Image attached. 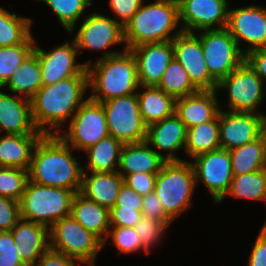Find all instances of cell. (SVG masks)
Wrapping results in <instances>:
<instances>
[{"mask_svg": "<svg viewBox=\"0 0 266 266\" xmlns=\"http://www.w3.org/2000/svg\"><path fill=\"white\" fill-rule=\"evenodd\" d=\"M260 231L266 235V221H265V224L260 228Z\"/></svg>", "mask_w": 266, "mask_h": 266, "instance_id": "cell-53", "label": "cell"}, {"mask_svg": "<svg viewBox=\"0 0 266 266\" xmlns=\"http://www.w3.org/2000/svg\"><path fill=\"white\" fill-rule=\"evenodd\" d=\"M157 87L163 90L166 94L173 96L175 99L199 91L192 84L185 68L175 58H173L168 65Z\"/></svg>", "mask_w": 266, "mask_h": 266, "instance_id": "cell-35", "label": "cell"}, {"mask_svg": "<svg viewBox=\"0 0 266 266\" xmlns=\"http://www.w3.org/2000/svg\"><path fill=\"white\" fill-rule=\"evenodd\" d=\"M83 168L80 193L99 205L111 209L116 202L119 190L124 182L117 172H85Z\"/></svg>", "mask_w": 266, "mask_h": 266, "instance_id": "cell-24", "label": "cell"}, {"mask_svg": "<svg viewBox=\"0 0 266 266\" xmlns=\"http://www.w3.org/2000/svg\"><path fill=\"white\" fill-rule=\"evenodd\" d=\"M0 266H26L21 261L11 231H0Z\"/></svg>", "mask_w": 266, "mask_h": 266, "instance_id": "cell-41", "label": "cell"}, {"mask_svg": "<svg viewBox=\"0 0 266 266\" xmlns=\"http://www.w3.org/2000/svg\"><path fill=\"white\" fill-rule=\"evenodd\" d=\"M259 232L250 253L248 266H266V235Z\"/></svg>", "mask_w": 266, "mask_h": 266, "instance_id": "cell-50", "label": "cell"}, {"mask_svg": "<svg viewBox=\"0 0 266 266\" xmlns=\"http://www.w3.org/2000/svg\"><path fill=\"white\" fill-rule=\"evenodd\" d=\"M108 237H112V245L118 248L119 255H121V253L129 254L136 251L138 252L139 250H144L145 253L149 254L143 247L134 227H110L107 239L103 242V246L105 243L107 244V240H109Z\"/></svg>", "mask_w": 266, "mask_h": 266, "instance_id": "cell-40", "label": "cell"}, {"mask_svg": "<svg viewBox=\"0 0 266 266\" xmlns=\"http://www.w3.org/2000/svg\"><path fill=\"white\" fill-rule=\"evenodd\" d=\"M88 88V74H78L52 85H43L30 99L36 129L43 134H59V128L64 127L67 118H72L87 100H83V97ZM51 129H55V132Z\"/></svg>", "mask_w": 266, "mask_h": 266, "instance_id": "cell-1", "label": "cell"}, {"mask_svg": "<svg viewBox=\"0 0 266 266\" xmlns=\"http://www.w3.org/2000/svg\"><path fill=\"white\" fill-rule=\"evenodd\" d=\"M261 136H262V138L264 140L265 151H266V117L264 118V121H263V124H262Z\"/></svg>", "mask_w": 266, "mask_h": 266, "instance_id": "cell-51", "label": "cell"}, {"mask_svg": "<svg viewBox=\"0 0 266 266\" xmlns=\"http://www.w3.org/2000/svg\"><path fill=\"white\" fill-rule=\"evenodd\" d=\"M49 248L94 266L103 242L70 215L57 220L49 228Z\"/></svg>", "mask_w": 266, "mask_h": 266, "instance_id": "cell-7", "label": "cell"}, {"mask_svg": "<svg viewBox=\"0 0 266 266\" xmlns=\"http://www.w3.org/2000/svg\"><path fill=\"white\" fill-rule=\"evenodd\" d=\"M149 146L146 141L124 144L117 172L122 177L139 172L158 173L166 161Z\"/></svg>", "mask_w": 266, "mask_h": 266, "instance_id": "cell-25", "label": "cell"}, {"mask_svg": "<svg viewBox=\"0 0 266 266\" xmlns=\"http://www.w3.org/2000/svg\"><path fill=\"white\" fill-rule=\"evenodd\" d=\"M71 216L102 242L107 239L110 228L109 209L77 192L72 199Z\"/></svg>", "mask_w": 266, "mask_h": 266, "instance_id": "cell-26", "label": "cell"}, {"mask_svg": "<svg viewBox=\"0 0 266 266\" xmlns=\"http://www.w3.org/2000/svg\"><path fill=\"white\" fill-rule=\"evenodd\" d=\"M109 135L123 144L140 143L146 139L147 126L142 120L137 93L101 102Z\"/></svg>", "mask_w": 266, "mask_h": 266, "instance_id": "cell-8", "label": "cell"}, {"mask_svg": "<svg viewBox=\"0 0 266 266\" xmlns=\"http://www.w3.org/2000/svg\"><path fill=\"white\" fill-rule=\"evenodd\" d=\"M46 3L58 17L65 30L72 34L78 19L85 9L92 5V0H37Z\"/></svg>", "mask_w": 266, "mask_h": 266, "instance_id": "cell-37", "label": "cell"}, {"mask_svg": "<svg viewBox=\"0 0 266 266\" xmlns=\"http://www.w3.org/2000/svg\"><path fill=\"white\" fill-rule=\"evenodd\" d=\"M231 36L240 43L247 42L249 48L241 49L246 54L266 46V7L249 5L228 10L226 27Z\"/></svg>", "mask_w": 266, "mask_h": 266, "instance_id": "cell-14", "label": "cell"}, {"mask_svg": "<svg viewBox=\"0 0 266 266\" xmlns=\"http://www.w3.org/2000/svg\"><path fill=\"white\" fill-rule=\"evenodd\" d=\"M93 63V65H91ZM86 62L90 99L103 102L133 94L141 85L137 77V63L130 50L105 52L97 62Z\"/></svg>", "mask_w": 266, "mask_h": 266, "instance_id": "cell-3", "label": "cell"}, {"mask_svg": "<svg viewBox=\"0 0 266 266\" xmlns=\"http://www.w3.org/2000/svg\"><path fill=\"white\" fill-rule=\"evenodd\" d=\"M187 128L179 117L174 113L172 116L164 118L162 121L150 124L147 127L145 141L165 161H182L174 152L184 148L186 144ZM166 151L164 155L159 151Z\"/></svg>", "mask_w": 266, "mask_h": 266, "instance_id": "cell-20", "label": "cell"}, {"mask_svg": "<svg viewBox=\"0 0 266 266\" xmlns=\"http://www.w3.org/2000/svg\"><path fill=\"white\" fill-rule=\"evenodd\" d=\"M227 0H187L179 6L181 29L194 32L226 28L228 24ZM214 25H216L214 27ZM213 26V27H212Z\"/></svg>", "mask_w": 266, "mask_h": 266, "instance_id": "cell-18", "label": "cell"}, {"mask_svg": "<svg viewBox=\"0 0 266 266\" xmlns=\"http://www.w3.org/2000/svg\"><path fill=\"white\" fill-rule=\"evenodd\" d=\"M35 39L31 35L24 43L0 47V87L13 75L20 64L33 52Z\"/></svg>", "mask_w": 266, "mask_h": 266, "instance_id": "cell-36", "label": "cell"}, {"mask_svg": "<svg viewBox=\"0 0 266 266\" xmlns=\"http://www.w3.org/2000/svg\"><path fill=\"white\" fill-rule=\"evenodd\" d=\"M170 3L175 4L177 7H179L181 4H183L187 0H168Z\"/></svg>", "mask_w": 266, "mask_h": 266, "instance_id": "cell-52", "label": "cell"}, {"mask_svg": "<svg viewBox=\"0 0 266 266\" xmlns=\"http://www.w3.org/2000/svg\"><path fill=\"white\" fill-rule=\"evenodd\" d=\"M194 169L195 183L202 181L208 188L215 203L226 197L233 177L231 156L228 150H216L200 154L191 162Z\"/></svg>", "mask_w": 266, "mask_h": 266, "instance_id": "cell-12", "label": "cell"}, {"mask_svg": "<svg viewBox=\"0 0 266 266\" xmlns=\"http://www.w3.org/2000/svg\"><path fill=\"white\" fill-rule=\"evenodd\" d=\"M20 219L19 202L0 196V231H11Z\"/></svg>", "mask_w": 266, "mask_h": 266, "instance_id": "cell-42", "label": "cell"}, {"mask_svg": "<svg viewBox=\"0 0 266 266\" xmlns=\"http://www.w3.org/2000/svg\"><path fill=\"white\" fill-rule=\"evenodd\" d=\"M217 90L198 92L175 100V114L186 128L213 120L220 111Z\"/></svg>", "mask_w": 266, "mask_h": 266, "instance_id": "cell-21", "label": "cell"}, {"mask_svg": "<svg viewBox=\"0 0 266 266\" xmlns=\"http://www.w3.org/2000/svg\"><path fill=\"white\" fill-rule=\"evenodd\" d=\"M123 143L108 135L85 150L88 154L86 169L89 172H114L118 170ZM117 167V169H116Z\"/></svg>", "mask_w": 266, "mask_h": 266, "instance_id": "cell-30", "label": "cell"}, {"mask_svg": "<svg viewBox=\"0 0 266 266\" xmlns=\"http://www.w3.org/2000/svg\"><path fill=\"white\" fill-rule=\"evenodd\" d=\"M32 20L0 7V47L24 43L31 35Z\"/></svg>", "mask_w": 266, "mask_h": 266, "instance_id": "cell-34", "label": "cell"}, {"mask_svg": "<svg viewBox=\"0 0 266 266\" xmlns=\"http://www.w3.org/2000/svg\"><path fill=\"white\" fill-rule=\"evenodd\" d=\"M143 0H109L111 10L114 12L119 23L124 25L132 18V16L140 9Z\"/></svg>", "mask_w": 266, "mask_h": 266, "instance_id": "cell-46", "label": "cell"}, {"mask_svg": "<svg viewBox=\"0 0 266 266\" xmlns=\"http://www.w3.org/2000/svg\"><path fill=\"white\" fill-rule=\"evenodd\" d=\"M142 214L144 217L151 218L158 221H173L164 211L163 205L157 194L151 192L143 196Z\"/></svg>", "mask_w": 266, "mask_h": 266, "instance_id": "cell-45", "label": "cell"}, {"mask_svg": "<svg viewBox=\"0 0 266 266\" xmlns=\"http://www.w3.org/2000/svg\"><path fill=\"white\" fill-rule=\"evenodd\" d=\"M179 7L168 0H155L144 5L124 25L125 48L129 50L144 43L164 42L173 40L183 30L178 27Z\"/></svg>", "mask_w": 266, "mask_h": 266, "instance_id": "cell-4", "label": "cell"}, {"mask_svg": "<svg viewBox=\"0 0 266 266\" xmlns=\"http://www.w3.org/2000/svg\"><path fill=\"white\" fill-rule=\"evenodd\" d=\"M199 32L208 71L219 83L245 61V54L227 28Z\"/></svg>", "mask_w": 266, "mask_h": 266, "instance_id": "cell-9", "label": "cell"}, {"mask_svg": "<svg viewBox=\"0 0 266 266\" xmlns=\"http://www.w3.org/2000/svg\"><path fill=\"white\" fill-rule=\"evenodd\" d=\"M221 148L219 114L211 121L187 129L184 151L192 158Z\"/></svg>", "mask_w": 266, "mask_h": 266, "instance_id": "cell-31", "label": "cell"}, {"mask_svg": "<svg viewBox=\"0 0 266 266\" xmlns=\"http://www.w3.org/2000/svg\"><path fill=\"white\" fill-rule=\"evenodd\" d=\"M69 124L68 131L58 135L73 149L85 151L109 135L102 103L90 98L80 106Z\"/></svg>", "mask_w": 266, "mask_h": 266, "instance_id": "cell-11", "label": "cell"}, {"mask_svg": "<svg viewBox=\"0 0 266 266\" xmlns=\"http://www.w3.org/2000/svg\"><path fill=\"white\" fill-rule=\"evenodd\" d=\"M3 130L13 135L43 134L33 123L29 99L0 91V132Z\"/></svg>", "mask_w": 266, "mask_h": 266, "instance_id": "cell-22", "label": "cell"}, {"mask_svg": "<svg viewBox=\"0 0 266 266\" xmlns=\"http://www.w3.org/2000/svg\"><path fill=\"white\" fill-rule=\"evenodd\" d=\"M6 86L15 95L21 93V97L29 100L43 86L40 62L34 52L20 64L1 88Z\"/></svg>", "mask_w": 266, "mask_h": 266, "instance_id": "cell-29", "label": "cell"}, {"mask_svg": "<svg viewBox=\"0 0 266 266\" xmlns=\"http://www.w3.org/2000/svg\"><path fill=\"white\" fill-rule=\"evenodd\" d=\"M196 187L194 169L189 161H166L157 173L154 191L165 213L175 220L191 206Z\"/></svg>", "mask_w": 266, "mask_h": 266, "instance_id": "cell-6", "label": "cell"}, {"mask_svg": "<svg viewBox=\"0 0 266 266\" xmlns=\"http://www.w3.org/2000/svg\"><path fill=\"white\" fill-rule=\"evenodd\" d=\"M44 134H4L0 137V167L29 170L34 148Z\"/></svg>", "mask_w": 266, "mask_h": 266, "instance_id": "cell-27", "label": "cell"}, {"mask_svg": "<svg viewBox=\"0 0 266 266\" xmlns=\"http://www.w3.org/2000/svg\"><path fill=\"white\" fill-rule=\"evenodd\" d=\"M78 262L82 265L83 262L68 257L65 254L48 248L43 255L38 259L36 266H77Z\"/></svg>", "mask_w": 266, "mask_h": 266, "instance_id": "cell-48", "label": "cell"}, {"mask_svg": "<svg viewBox=\"0 0 266 266\" xmlns=\"http://www.w3.org/2000/svg\"><path fill=\"white\" fill-rule=\"evenodd\" d=\"M233 175L266 168V151L262 136L229 151Z\"/></svg>", "mask_w": 266, "mask_h": 266, "instance_id": "cell-32", "label": "cell"}, {"mask_svg": "<svg viewBox=\"0 0 266 266\" xmlns=\"http://www.w3.org/2000/svg\"><path fill=\"white\" fill-rule=\"evenodd\" d=\"M265 82L244 61L217 86V91H228L229 111L256 113L260 103L265 98Z\"/></svg>", "mask_w": 266, "mask_h": 266, "instance_id": "cell-10", "label": "cell"}, {"mask_svg": "<svg viewBox=\"0 0 266 266\" xmlns=\"http://www.w3.org/2000/svg\"><path fill=\"white\" fill-rule=\"evenodd\" d=\"M142 216L141 210L112 207L109 210L110 227H134Z\"/></svg>", "mask_w": 266, "mask_h": 266, "instance_id": "cell-43", "label": "cell"}, {"mask_svg": "<svg viewBox=\"0 0 266 266\" xmlns=\"http://www.w3.org/2000/svg\"><path fill=\"white\" fill-rule=\"evenodd\" d=\"M29 171L14 167H0V196L20 201L27 182Z\"/></svg>", "mask_w": 266, "mask_h": 266, "instance_id": "cell-38", "label": "cell"}, {"mask_svg": "<svg viewBox=\"0 0 266 266\" xmlns=\"http://www.w3.org/2000/svg\"><path fill=\"white\" fill-rule=\"evenodd\" d=\"M157 173H134L129 175H124V183L130 188L134 189L136 193L140 195H146L154 192L155 181Z\"/></svg>", "mask_w": 266, "mask_h": 266, "instance_id": "cell-44", "label": "cell"}, {"mask_svg": "<svg viewBox=\"0 0 266 266\" xmlns=\"http://www.w3.org/2000/svg\"><path fill=\"white\" fill-rule=\"evenodd\" d=\"M143 195L136 193V191L130 188L127 184L123 182L115 205L113 207H123L134 210L142 209Z\"/></svg>", "mask_w": 266, "mask_h": 266, "instance_id": "cell-47", "label": "cell"}, {"mask_svg": "<svg viewBox=\"0 0 266 266\" xmlns=\"http://www.w3.org/2000/svg\"><path fill=\"white\" fill-rule=\"evenodd\" d=\"M73 190L28 181L19 201L20 218L46 226L71 215Z\"/></svg>", "mask_w": 266, "mask_h": 266, "instance_id": "cell-5", "label": "cell"}, {"mask_svg": "<svg viewBox=\"0 0 266 266\" xmlns=\"http://www.w3.org/2000/svg\"><path fill=\"white\" fill-rule=\"evenodd\" d=\"M172 221H158L142 216L134 226L137 235L143 247L150 253V248L158 244L160 239L165 235Z\"/></svg>", "mask_w": 266, "mask_h": 266, "instance_id": "cell-39", "label": "cell"}, {"mask_svg": "<svg viewBox=\"0 0 266 266\" xmlns=\"http://www.w3.org/2000/svg\"><path fill=\"white\" fill-rule=\"evenodd\" d=\"M58 135L44 134L36 144L29 180L44 186L80 192L83 169L71 153L73 148Z\"/></svg>", "mask_w": 266, "mask_h": 266, "instance_id": "cell-2", "label": "cell"}, {"mask_svg": "<svg viewBox=\"0 0 266 266\" xmlns=\"http://www.w3.org/2000/svg\"><path fill=\"white\" fill-rule=\"evenodd\" d=\"M11 234L21 261L26 266H36L38 259L49 248V229L41 224L20 219Z\"/></svg>", "mask_w": 266, "mask_h": 266, "instance_id": "cell-23", "label": "cell"}, {"mask_svg": "<svg viewBox=\"0 0 266 266\" xmlns=\"http://www.w3.org/2000/svg\"><path fill=\"white\" fill-rule=\"evenodd\" d=\"M145 91L137 93L139 111L143 122L150 124L162 121L175 113V98L157 86H142Z\"/></svg>", "mask_w": 266, "mask_h": 266, "instance_id": "cell-28", "label": "cell"}, {"mask_svg": "<svg viewBox=\"0 0 266 266\" xmlns=\"http://www.w3.org/2000/svg\"><path fill=\"white\" fill-rule=\"evenodd\" d=\"M71 42H65V44L57 46L49 52H46L35 43L33 52L40 62L43 85H52L78 74H88L85 63H76L79 51L76 48L74 39Z\"/></svg>", "mask_w": 266, "mask_h": 266, "instance_id": "cell-15", "label": "cell"}, {"mask_svg": "<svg viewBox=\"0 0 266 266\" xmlns=\"http://www.w3.org/2000/svg\"><path fill=\"white\" fill-rule=\"evenodd\" d=\"M137 63L139 85L157 86L174 58L171 41L144 43L129 49Z\"/></svg>", "mask_w": 266, "mask_h": 266, "instance_id": "cell-19", "label": "cell"}, {"mask_svg": "<svg viewBox=\"0 0 266 266\" xmlns=\"http://www.w3.org/2000/svg\"><path fill=\"white\" fill-rule=\"evenodd\" d=\"M266 115L251 112L219 111L220 146L232 150L261 136Z\"/></svg>", "mask_w": 266, "mask_h": 266, "instance_id": "cell-17", "label": "cell"}, {"mask_svg": "<svg viewBox=\"0 0 266 266\" xmlns=\"http://www.w3.org/2000/svg\"><path fill=\"white\" fill-rule=\"evenodd\" d=\"M174 58L185 68L198 90H217L218 82L210 75L199 36L182 31L173 40Z\"/></svg>", "mask_w": 266, "mask_h": 266, "instance_id": "cell-13", "label": "cell"}, {"mask_svg": "<svg viewBox=\"0 0 266 266\" xmlns=\"http://www.w3.org/2000/svg\"><path fill=\"white\" fill-rule=\"evenodd\" d=\"M227 194L239 199L266 200V168L233 175Z\"/></svg>", "mask_w": 266, "mask_h": 266, "instance_id": "cell-33", "label": "cell"}, {"mask_svg": "<svg viewBox=\"0 0 266 266\" xmlns=\"http://www.w3.org/2000/svg\"><path fill=\"white\" fill-rule=\"evenodd\" d=\"M245 61L266 83V46L246 53Z\"/></svg>", "mask_w": 266, "mask_h": 266, "instance_id": "cell-49", "label": "cell"}, {"mask_svg": "<svg viewBox=\"0 0 266 266\" xmlns=\"http://www.w3.org/2000/svg\"><path fill=\"white\" fill-rule=\"evenodd\" d=\"M74 41L76 48L89 50H104L118 43H125L124 28L118 19L94 12L85 16Z\"/></svg>", "mask_w": 266, "mask_h": 266, "instance_id": "cell-16", "label": "cell"}]
</instances>
